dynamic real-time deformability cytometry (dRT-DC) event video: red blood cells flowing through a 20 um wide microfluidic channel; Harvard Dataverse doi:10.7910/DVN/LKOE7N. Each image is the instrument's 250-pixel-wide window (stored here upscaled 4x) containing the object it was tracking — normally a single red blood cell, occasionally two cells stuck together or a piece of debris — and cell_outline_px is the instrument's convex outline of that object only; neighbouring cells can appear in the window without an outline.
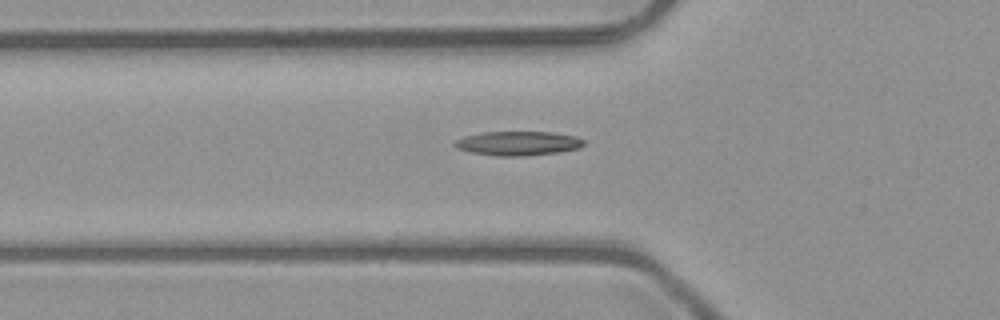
{"species": "common noctule bat (a hibernating species)", "species_latin": "Nyctalus noctula", "temperature_condition": "room temperature", "stored_images_in_passage": 47, "camera_frame_rate_fps": 3000, "um_per_image_px": 0.085, "animal": {"sex": "male", "body_mass_g": 23.1, "forearm_length_mm": 52.7}, "frame": {"image": 1, "passage_image": 19, "time_ms": 6.0, "image_size_px": [1000, 320], "cell_outline_px": [[584, 144], [580, 148], [560, 152], [524, 156], [496, 156], [472, 152], [456, 148], [452, 144], [456, 140], [464, 136], [484, 132], [552, 132], [576, 136], [584, 140]], "centroid_in_image_um": [44.04, 12.18], "position_along_channel_um": 81.8, "area_um2": 18.26}}
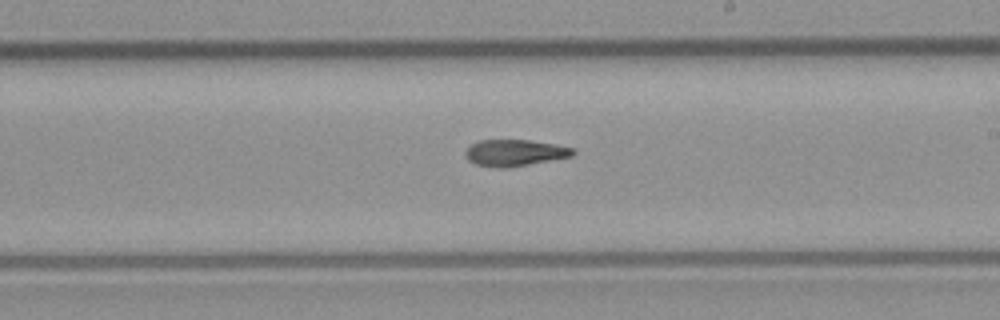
{"frame": {"image": 2, "passage_image": 31, "time_ms": 10.0, "image_size_px": [1000, 320], "cell_outline_px": [[576, 152], [572, 156], [528, 164], [504, 168], [496, 168], [476, 164], [468, 160], [464, 152], [472, 144], [480, 140], [528, 140], [556, 144], [572, 148]], "centroid_in_image_um": [43.74, 12.98], "position_along_channel_um": 245.3, "area_um2": 16.42}}
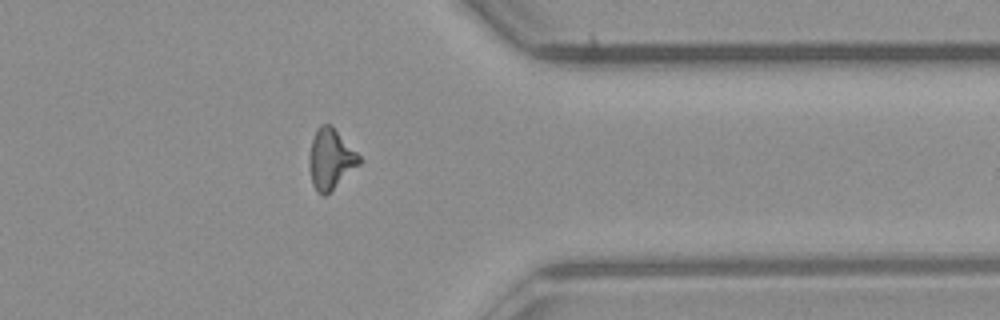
{"frame": {"image": 3, "passage_image": 42, "time_ms": 13.667, "image_size_px": [1000, 320], "cell_outline_px": [[360, 164], [324, 196], [316, 192], [312, 184], [308, 164], [308, 156], [312, 140], [316, 128], [320, 124], [332, 124], [360, 156]], "centroid_in_image_um": [28.07, 13.49], "position_along_channel_um": 383.3, "area_um2": 17.63}}